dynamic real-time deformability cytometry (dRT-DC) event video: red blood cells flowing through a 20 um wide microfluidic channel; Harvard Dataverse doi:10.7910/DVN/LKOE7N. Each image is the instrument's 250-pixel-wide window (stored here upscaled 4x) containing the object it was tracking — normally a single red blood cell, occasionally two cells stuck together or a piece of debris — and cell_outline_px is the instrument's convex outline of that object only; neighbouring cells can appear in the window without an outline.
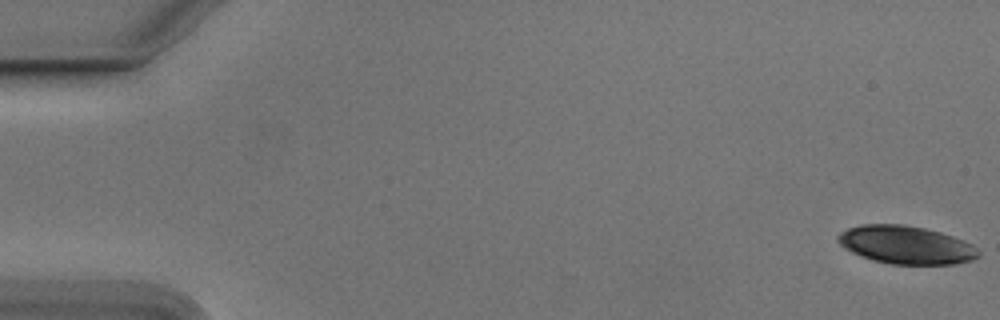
{"species": "Egyptian fruit bat (a non-hibernating species)", "species_latin": "Rousettus aegyptiacus", "temperature_condition": "cold", "stored_images_in_passage": 56, "camera_frame_rate_fps": 3000, "um_per_image_px": 0.085, "animal": {"sex": "male"}, "frame": {"image": 1, "passage_image": 1, "time_ms": 0.0, "image_size_px": [1000, 320], "cell_outline_px": [[980, 256], [972, 260], [956, 264], [892, 264], [872, 260], [860, 256], [844, 248], [836, 240], [836, 236], [840, 232], [848, 228], [860, 224], [904, 224], [924, 228], [940, 232], [952, 236], [972, 244], [980, 252]], "centroid_in_image_um": [76.99, 20.81], "position_along_channel_um": 8.0, "area_um2": 31.33}}